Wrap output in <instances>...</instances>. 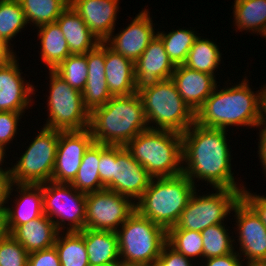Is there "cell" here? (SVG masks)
<instances>
[{"label":"cell","instance_id":"obj_1","mask_svg":"<svg viewBox=\"0 0 266 266\" xmlns=\"http://www.w3.org/2000/svg\"><path fill=\"white\" fill-rule=\"evenodd\" d=\"M226 132L228 130L194 122L182 134L183 164L186 165H183V174L193 184L194 178H197L209 182L213 188L244 189V185L239 186L235 182L231 171V152Z\"/></svg>","mask_w":266,"mask_h":266},{"label":"cell","instance_id":"obj_2","mask_svg":"<svg viewBox=\"0 0 266 266\" xmlns=\"http://www.w3.org/2000/svg\"><path fill=\"white\" fill-rule=\"evenodd\" d=\"M247 80L245 78L237 85L220 90L217 86L195 113V122L225 130L229 125L257 128L261 120L263 89L254 93Z\"/></svg>","mask_w":266,"mask_h":266},{"label":"cell","instance_id":"obj_3","mask_svg":"<svg viewBox=\"0 0 266 266\" xmlns=\"http://www.w3.org/2000/svg\"><path fill=\"white\" fill-rule=\"evenodd\" d=\"M89 129L96 143L125 146L148 129L140 95L112 96L90 113Z\"/></svg>","mask_w":266,"mask_h":266},{"label":"cell","instance_id":"obj_4","mask_svg":"<svg viewBox=\"0 0 266 266\" xmlns=\"http://www.w3.org/2000/svg\"><path fill=\"white\" fill-rule=\"evenodd\" d=\"M196 189L183 173L174 177L152 178L135 203V210L167 231L176 225Z\"/></svg>","mask_w":266,"mask_h":266},{"label":"cell","instance_id":"obj_5","mask_svg":"<svg viewBox=\"0 0 266 266\" xmlns=\"http://www.w3.org/2000/svg\"><path fill=\"white\" fill-rule=\"evenodd\" d=\"M125 148L152 178L174 177L183 173L180 133L148 128L129 141Z\"/></svg>","mask_w":266,"mask_h":266},{"label":"cell","instance_id":"obj_6","mask_svg":"<svg viewBox=\"0 0 266 266\" xmlns=\"http://www.w3.org/2000/svg\"><path fill=\"white\" fill-rule=\"evenodd\" d=\"M116 231L122 266L156 263L167 243V231L136 210Z\"/></svg>","mask_w":266,"mask_h":266},{"label":"cell","instance_id":"obj_7","mask_svg":"<svg viewBox=\"0 0 266 266\" xmlns=\"http://www.w3.org/2000/svg\"><path fill=\"white\" fill-rule=\"evenodd\" d=\"M139 95L150 129L183 134L195 122V113L183 101L172 79L162 80Z\"/></svg>","mask_w":266,"mask_h":266},{"label":"cell","instance_id":"obj_8","mask_svg":"<svg viewBox=\"0 0 266 266\" xmlns=\"http://www.w3.org/2000/svg\"><path fill=\"white\" fill-rule=\"evenodd\" d=\"M49 75V115L44 127L60 131L89 128L90 112L84 106L82 92L72 88L54 70H49Z\"/></svg>","mask_w":266,"mask_h":266},{"label":"cell","instance_id":"obj_9","mask_svg":"<svg viewBox=\"0 0 266 266\" xmlns=\"http://www.w3.org/2000/svg\"><path fill=\"white\" fill-rule=\"evenodd\" d=\"M216 193L199 196L193 193L178 222L168 230L199 231L219 223L233 211L243 189L214 188ZM223 221V222H222Z\"/></svg>","mask_w":266,"mask_h":266},{"label":"cell","instance_id":"obj_10","mask_svg":"<svg viewBox=\"0 0 266 266\" xmlns=\"http://www.w3.org/2000/svg\"><path fill=\"white\" fill-rule=\"evenodd\" d=\"M59 130L41 128L36 138L11 167L14 184H42L52 179Z\"/></svg>","mask_w":266,"mask_h":266},{"label":"cell","instance_id":"obj_11","mask_svg":"<svg viewBox=\"0 0 266 266\" xmlns=\"http://www.w3.org/2000/svg\"><path fill=\"white\" fill-rule=\"evenodd\" d=\"M42 194L43 213L54 222L59 232H64L66 228V232H80L85 228V193L79 192L70 183L49 181L42 183Z\"/></svg>","mask_w":266,"mask_h":266},{"label":"cell","instance_id":"obj_12","mask_svg":"<svg viewBox=\"0 0 266 266\" xmlns=\"http://www.w3.org/2000/svg\"><path fill=\"white\" fill-rule=\"evenodd\" d=\"M134 211L135 203L117 192L104 189L88 193L85 228L116 232Z\"/></svg>","mask_w":266,"mask_h":266},{"label":"cell","instance_id":"obj_13","mask_svg":"<svg viewBox=\"0 0 266 266\" xmlns=\"http://www.w3.org/2000/svg\"><path fill=\"white\" fill-rule=\"evenodd\" d=\"M94 142L89 128L60 131L51 181L71 183L77 175L83 156Z\"/></svg>","mask_w":266,"mask_h":266},{"label":"cell","instance_id":"obj_14","mask_svg":"<svg viewBox=\"0 0 266 266\" xmlns=\"http://www.w3.org/2000/svg\"><path fill=\"white\" fill-rule=\"evenodd\" d=\"M233 211L239 233L238 254L244 253L243 259L247 263L266 261V225L242 199L234 206Z\"/></svg>","mask_w":266,"mask_h":266},{"label":"cell","instance_id":"obj_15","mask_svg":"<svg viewBox=\"0 0 266 266\" xmlns=\"http://www.w3.org/2000/svg\"><path fill=\"white\" fill-rule=\"evenodd\" d=\"M151 179L147 170L132 157L125 146L115 145L110 191L129 197L135 203L148 188Z\"/></svg>","mask_w":266,"mask_h":266},{"label":"cell","instance_id":"obj_16","mask_svg":"<svg viewBox=\"0 0 266 266\" xmlns=\"http://www.w3.org/2000/svg\"><path fill=\"white\" fill-rule=\"evenodd\" d=\"M134 67V92L139 94L162 80L171 79L176 66L169 59L163 42L156 36L134 62Z\"/></svg>","mask_w":266,"mask_h":266},{"label":"cell","instance_id":"obj_17","mask_svg":"<svg viewBox=\"0 0 266 266\" xmlns=\"http://www.w3.org/2000/svg\"><path fill=\"white\" fill-rule=\"evenodd\" d=\"M148 9L142 10L132 22L115 36L104 41L112 50L135 62L157 36Z\"/></svg>","mask_w":266,"mask_h":266},{"label":"cell","instance_id":"obj_18","mask_svg":"<svg viewBox=\"0 0 266 266\" xmlns=\"http://www.w3.org/2000/svg\"><path fill=\"white\" fill-rule=\"evenodd\" d=\"M16 58L0 66V112L25 113L35 94L34 86L21 76Z\"/></svg>","mask_w":266,"mask_h":266},{"label":"cell","instance_id":"obj_19","mask_svg":"<svg viewBox=\"0 0 266 266\" xmlns=\"http://www.w3.org/2000/svg\"><path fill=\"white\" fill-rule=\"evenodd\" d=\"M119 0H70L90 31L104 42L115 29Z\"/></svg>","mask_w":266,"mask_h":266},{"label":"cell","instance_id":"obj_20","mask_svg":"<svg viewBox=\"0 0 266 266\" xmlns=\"http://www.w3.org/2000/svg\"><path fill=\"white\" fill-rule=\"evenodd\" d=\"M215 78L208 73L177 65L171 79L183 101L196 113L217 87Z\"/></svg>","mask_w":266,"mask_h":266},{"label":"cell","instance_id":"obj_21","mask_svg":"<svg viewBox=\"0 0 266 266\" xmlns=\"http://www.w3.org/2000/svg\"><path fill=\"white\" fill-rule=\"evenodd\" d=\"M86 59L88 77L82 98L85 108L91 113L112 98L105 77V42L86 52Z\"/></svg>","mask_w":266,"mask_h":266},{"label":"cell","instance_id":"obj_22","mask_svg":"<svg viewBox=\"0 0 266 266\" xmlns=\"http://www.w3.org/2000/svg\"><path fill=\"white\" fill-rule=\"evenodd\" d=\"M19 191L15 207L7 206L8 229L11 233L17 226L34 220L43 213L42 184H14Z\"/></svg>","mask_w":266,"mask_h":266},{"label":"cell","instance_id":"obj_23","mask_svg":"<svg viewBox=\"0 0 266 266\" xmlns=\"http://www.w3.org/2000/svg\"><path fill=\"white\" fill-rule=\"evenodd\" d=\"M105 77L112 96H127L134 92V62L116 53L105 43Z\"/></svg>","mask_w":266,"mask_h":266},{"label":"cell","instance_id":"obj_24","mask_svg":"<svg viewBox=\"0 0 266 266\" xmlns=\"http://www.w3.org/2000/svg\"><path fill=\"white\" fill-rule=\"evenodd\" d=\"M59 231L45 214L17 226L10 234L28 253L53 247Z\"/></svg>","mask_w":266,"mask_h":266},{"label":"cell","instance_id":"obj_25","mask_svg":"<svg viewBox=\"0 0 266 266\" xmlns=\"http://www.w3.org/2000/svg\"><path fill=\"white\" fill-rule=\"evenodd\" d=\"M56 23L67 41L71 54H85L100 43L71 5L60 14Z\"/></svg>","mask_w":266,"mask_h":266},{"label":"cell","instance_id":"obj_26","mask_svg":"<svg viewBox=\"0 0 266 266\" xmlns=\"http://www.w3.org/2000/svg\"><path fill=\"white\" fill-rule=\"evenodd\" d=\"M80 232L84 236L90 266L121 264L116 232L88 228H84Z\"/></svg>","mask_w":266,"mask_h":266},{"label":"cell","instance_id":"obj_27","mask_svg":"<svg viewBox=\"0 0 266 266\" xmlns=\"http://www.w3.org/2000/svg\"><path fill=\"white\" fill-rule=\"evenodd\" d=\"M38 31L41 59L48 70H54L71 55L67 41L56 22L38 26Z\"/></svg>","mask_w":266,"mask_h":266},{"label":"cell","instance_id":"obj_28","mask_svg":"<svg viewBox=\"0 0 266 266\" xmlns=\"http://www.w3.org/2000/svg\"><path fill=\"white\" fill-rule=\"evenodd\" d=\"M236 29L257 32L266 40V0H234ZM249 30V31H248Z\"/></svg>","mask_w":266,"mask_h":266},{"label":"cell","instance_id":"obj_29","mask_svg":"<svg viewBox=\"0 0 266 266\" xmlns=\"http://www.w3.org/2000/svg\"><path fill=\"white\" fill-rule=\"evenodd\" d=\"M99 162L100 143L93 142L85 151L77 175L70 184L85 194L104 190L99 175Z\"/></svg>","mask_w":266,"mask_h":266},{"label":"cell","instance_id":"obj_30","mask_svg":"<svg viewBox=\"0 0 266 266\" xmlns=\"http://www.w3.org/2000/svg\"><path fill=\"white\" fill-rule=\"evenodd\" d=\"M210 39H204L198 35L195 39L184 66L199 72H205L215 76L216 68H219L221 62V53L219 47Z\"/></svg>","mask_w":266,"mask_h":266},{"label":"cell","instance_id":"obj_31","mask_svg":"<svg viewBox=\"0 0 266 266\" xmlns=\"http://www.w3.org/2000/svg\"><path fill=\"white\" fill-rule=\"evenodd\" d=\"M26 22L36 26L55 23L70 0H19Z\"/></svg>","mask_w":266,"mask_h":266},{"label":"cell","instance_id":"obj_32","mask_svg":"<svg viewBox=\"0 0 266 266\" xmlns=\"http://www.w3.org/2000/svg\"><path fill=\"white\" fill-rule=\"evenodd\" d=\"M54 246L61 266H90L84 236L81 232H62L61 234L59 232Z\"/></svg>","mask_w":266,"mask_h":266},{"label":"cell","instance_id":"obj_33","mask_svg":"<svg viewBox=\"0 0 266 266\" xmlns=\"http://www.w3.org/2000/svg\"><path fill=\"white\" fill-rule=\"evenodd\" d=\"M196 34L197 33L191 29H176L175 31L168 32V34L164 33V31L157 32V36L163 42L169 59L175 66L183 65L185 63L188 52L195 39L198 37Z\"/></svg>","mask_w":266,"mask_h":266},{"label":"cell","instance_id":"obj_34","mask_svg":"<svg viewBox=\"0 0 266 266\" xmlns=\"http://www.w3.org/2000/svg\"><path fill=\"white\" fill-rule=\"evenodd\" d=\"M224 223L209 226L200 233L203 239V259L228 255L234 252V239L229 235Z\"/></svg>","mask_w":266,"mask_h":266},{"label":"cell","instance_id":"obj_35","mask_svg":"<svg viewBox=\"0 0 266 266\" xmlns=\"http://www.w3.org/2000/svg\"><path fill=\"white\" fill-rule=\"evenodd\" d=\"M27 24L19 0H0V37L11 45L10 40Z\"/></svg>","mask_w":266,"mask_h":266},{"label":"cell","instance_id":"obj_36","mask_svg":"<svg viewBox=\"0 0 266 266\" xmlns=\"http://www.w3.org/2000/svg\"><path fill=\"white\" fill-rule=\"evenodd\" d=\"M54 71L72 88L82 92L88 77L86 53L69 55Z\"/></svg>","mask_w":266,"mask_h":266},{"label":"cell","instance_id":"obj_37","mask_svg":"<svg viewBox=\"0 0 266 266\" xmlns=\"http://www.w3.org/2000/svg\"><path fill=\"white\" fill-rule=\"evenodd\" d=\"M203 239L199 231L167 230V244L185 257H203Z\"/></svg>","mask_w":266,"mask_h":266},{"label":"cell","instance_id":"obj_38","mask_svg":"<svg viewBox=\"0 0 266 266\" xmlns=\"http://www.w3.org/2000/svg\"><path fill=\"white\" fill-rule=\"evenodd\" d=\"M29 253L11 235L0 240V266H28Z\"/></svg>","mask_w":266,"mask_h":266},{"label":"cell","instance_id":"obj_39","mask_svg":"<svg viewBox=\"0 0 266 266\" xmlns=\"http://www.w3.org/2000/svg\"><path fill=\"white\" fill-rule=\"evenodd\" d=\"M115 163V145L100 144L99 175L101 184L112 189V169Z\"/></svg>","mask_w":266,"mask_h":266},{"label":"cell","instance_id":"obj_40","mask_svg":"<svg viewBox=\"0 0 266 266\" xmlns=\"http://www.w3.org/2000/svg\"><path fill=\"white\" fill-rule=\"evenodd\" d=\"M22 115L11 111L0 112V144L7 146L14 139Z\"/></svg>","mask_w":266,"mask_h":266},{"label":"cell","instance_id":"obj_41","mask_svg":"<svg viewBox=\"0 0 266 266\" xmlns=\"http://www.w3.org/2000/svg\"><path fill=\"white\" fill-rule=\"evenodd\" d=\"M28 266H61L55 246L29 253Z\"/></svg>","mask_w":266,"mask_h":266},{"label":"cell","instance_id":"obj_42","mask_svg":"<svg viewBox=\"0 0 266 266\" xmlns=\"http://www.w3.org/2000/svg\"><path fill=\"white\" fill-rule=\"evenodd\" d=\"M191 262L190 258L178 253L166 243L161 250L156 264L158 266H193Z\"/></svg>","mask_w":266,"mask_h":266},{"label":"cell","instance_id":"obj_43","mask_svg":"<svg viewBox=\"0 0 266 266\" xmlns=\"http://www.w3.org/2000/svg\"><path fill=\"white\" fill-rule=\"evenodd\" d=\"M246 187L241 192V199L257 214L266 225V196L251 194Z\"/></svg>","mask_w":266,"mask_h":266},{"label":"cell","instance_id":"obj_44","mask_svg":"<svg viewBox=\"0 0 266 266\" xmlns=\"http://www.w3.org/2000/svg\"><path fill=\"white\" fill-rule=\"evenodd\" d=\"M5 169H0V205L8 203V198L12 195V187L14 186L11 168L8 169L7 167Z\"/></svg>","mask_w":266,"mask_h":266},{"label":"cell","instance_id":"obj_45","mask_svg":"<svg viewBox=\"0 0 266 266\" xmlns=\"http://www.w3.org/2000/svg\"><path fill=\"white\" fill-rule=\"evenodd\" d=\"M241 257L242 256L238 254V251L236 252L235 250V252H232L228 255L205 259V261L206 260L207 261L205 262L206 264L204 265L205 266H235L240 262Z\"/></svg>","mask_w":266,"mask_h":266},{"label":"cell","instance_id":"obj_46","mask_svg":"<svg viewBox=\"0 0 266 266\" xmlns=\"http://www.w3.org/2000/svg\"><path fill=\"white\" fill-rule=\"evenodd\" d=\"M10 44L0 37V66L12 61L16 56Z\"/></svg>","mask_w":266,"mask_h":266},{"label":"cell","instance_id":"obj_47","mask_svg":"<svg viewBox=\"0 0 266 266\" xmlns=\"http://www.w3.org/2000/svg\"><path fill=\"white\" fill-rule=\"evenodd\" d=\"M258 143V154L260 157L259 159L261 160V165L263 166V169L266 172V130H260Z\"/></svg>","mask_w":266,"mask_h":266},{"label":"cell","instance_id":"obj_48","mask_svg":"<svg viewBox=\"0 0 266 266\" xmlns=\"http://www.w3.org/2000/svg\"><path fill=\"white\" fill-rule=\"evenodd\" d=\"M9 234L7 207L0 205V240L6 238Z\"/></svg>","mask_w":266,"mask_h":266},{"label":"cell","instance_id":"obj_49","mask_svg":"<svg viewBox=\"0 0 266 266\" xmlns=\"http://www.w3.org/2000/svg\"><path fill=\"white\" fill-rule=\"evenodd\" d=\"M263 128H261V127ZM260 130H266V85L263 86L262 102H261V120L258 126Z\"/></svg>","mask_w":266,"mask_h":266},{"label":"cell","instance_id":"obj_50","mask_svg":"<svg viewBox=\"0 0 266 266\" xmlns=\"http://www.w3.org/2000/svg\"><path fill=\"white\" fill-rule=\"evenodd\" d=\"M6 152V146L0 144V166L2 165V163L4 164V156L6 155L5 154ZM0 169H3L2 167H0Z\"/></svg>","mask_w":266,"mask_h":266},{"label":"cell","instance_id":"obj_51","mask_svg":"<svg viewBox=\"0 0 266 266\" xmlns=\"http://www.w3.org/2000/svg\"><path fill=\"white\" fill-rule=\"evenodd\" d=\"M248 266H266V261L251 262Z\"/></svg>","mask_w":266,"mask_h":266},{"label":"cell","instance_id":"obj_52","mask_svg":"<svg viewBox=\"0 0 266 266\" xmlns=\"http://www.w3.org/2000/svg\"><path fill=\"white\" fill-rule=\"evenodd\" d=\"M136 266H158V265L156 263H153V264L136 265Z\"/></svg>","mask_w":266,"mask_h":266},{"label":"cell","instance_id":"obj_53","mask_svg":"<svg viewBox=\"0 0 266 266\" xmlns=\"http://www.w3.org/2000/svg\"><path fill=\"white\" fill-rule=\"evenodd\" d=\"M243 260H241L237 265L235 266H243L244 264L242 263ZM246 266H248V263L246 262Z\"/></svg>","mask_w":266,"mask_h":266},{"label":"cell","instance_id":"obj_54","mask_svg":"<svg viewBox=\"0 0 266 266\" xmlns=\"http://www.w3.org/2000/svg\"><path fill=\"white\" fill-rule=\"evenodd\" d=\"M105 266H122V264H110V265H105Z\"/></svg>","mask_w":266,"mask_h":266}]
</instances>
